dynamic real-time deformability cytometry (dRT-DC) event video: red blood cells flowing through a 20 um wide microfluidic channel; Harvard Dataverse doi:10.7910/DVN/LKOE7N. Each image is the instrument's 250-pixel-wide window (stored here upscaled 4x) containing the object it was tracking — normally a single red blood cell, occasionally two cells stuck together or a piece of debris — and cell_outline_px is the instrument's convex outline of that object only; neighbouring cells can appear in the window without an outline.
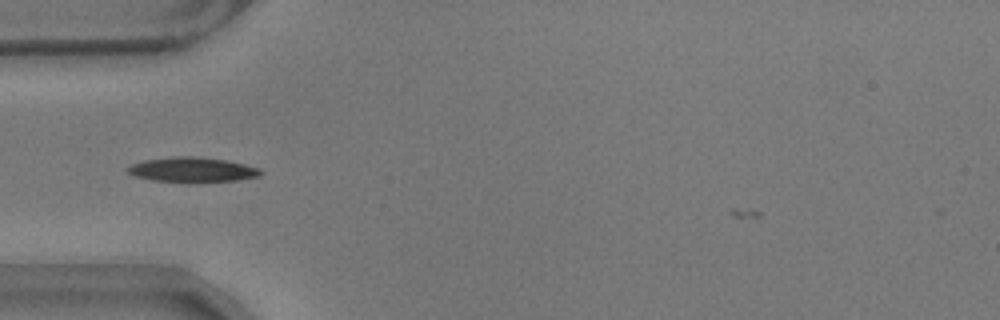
{"species": "common noctule bat (a hibernating species)", "species_latin": "Nyctalus noctula", "temperature_condition": "warm", "stored_images_in_passage": 34, "camera_frame_rate_fps": 3000, "um_per_image_px": 0.085, "animal": {"sex": "male", "body_mass_g": 17.9}, "frame": {"image": 1, "passage_image": 2, "time_ms": 0.333, "image_size_px": [1000, 320], "cell_outline_px": [[264, 172], [260, 176], [236, 180], [152, 180], [136, 176], [128, 172], [128, 168], [132, 164], [144, 160], [176, 156], [192, 156], [224, 160], [244, 164], [256, 168]], "centroid_in_image_um": [16.34, 14.39], "position_along_channel_um": 68.7, "area_um2": 18.21}}
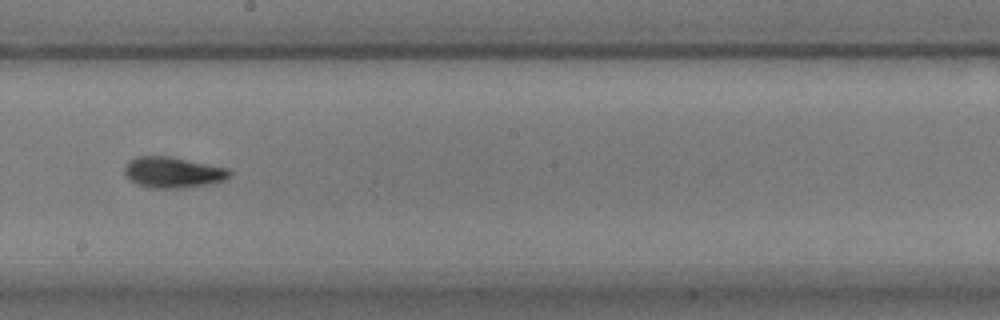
{"frame": {"image": 2, "passage_image": 16, "time_ms": 5.0, "image_size_px": [1000, 320], "cell_outline_px": [[232, 176], [224, 180], [212, 184], [184, 188], [148, 188], [136, 184], [128, 180], [124, 172], [124, 168], [128, 160], [136, 156], [172, 156], [228, 168], [232, 172]], "centroid_in_image_um": [14.7, 14.65], "position_along_channel_um": 233.5, "area_um2": 19.42}}
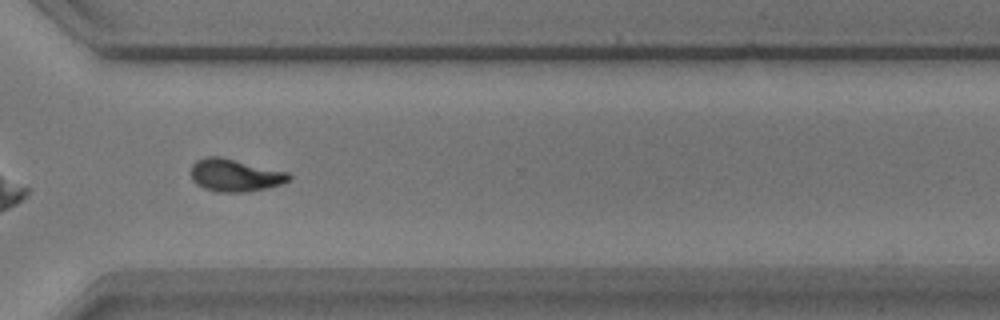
{"frame": {"image": 3, "passage_image": 26, "time_ms": 8.333, "image_size_px": [1000, 320], "cell_outline_px": [[292, 180], [284, 184], [248, 192], [216, 192], [204, 188], [196, 184], [192, 180], [192, 164], [196, 160], [204, 156], [220, 156], [288, 172], [292, 176]], "centroid_in_image_um": [20.0, 14.9], "position_along_channel_um": 350.6, "area_um2": 18.84}, "authors_computed_cell_mechanics": {"area_um2": 18.2359, "velocity_mm_per_s": 3.5148, "shape_relaxation_time_tau1_ms": 3.6808, "shape_relaxation_time_tau2_ms": 3.1754, "deformation_change_tau1": 0.1554, "deformation_change_tau2": 0.0788}}